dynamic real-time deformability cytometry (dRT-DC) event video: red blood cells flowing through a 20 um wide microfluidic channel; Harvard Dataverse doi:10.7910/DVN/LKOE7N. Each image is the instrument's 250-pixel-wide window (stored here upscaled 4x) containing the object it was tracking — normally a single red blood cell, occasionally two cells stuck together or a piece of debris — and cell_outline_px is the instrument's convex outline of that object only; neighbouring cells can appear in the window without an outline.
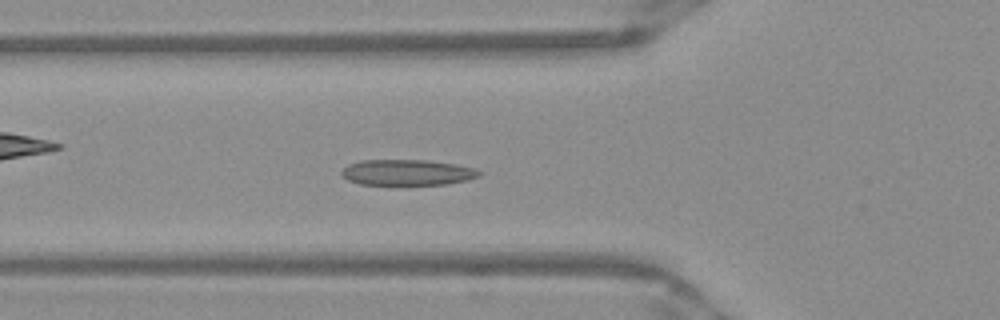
{"species": "Egyptian fruit bat (a non-hibernating species)", "species_latin": "Rousettus aegyptiacus", "temperature_condition": "warm", "stored_images_in_passage": 50, "camera_frame_rate_fps": 3000, "um_per_image_px": 0.085, "frame": {"image": 1, "passage_image": 17, "time_ms": 5.333, "image_size_px": [1000, 320], "cell_outline_px": [[484, 172], [480, 176], [468, 180], [448, 184], [360, 184], [348, 180], [340, 172], [348, 164], [360, 160], [428, 160], [456, 164], [472, 168]], "centroid_in_image_um": [34.64, 14.65], "position_along_channel_um": 91.2, "area_um2": 20.63}}
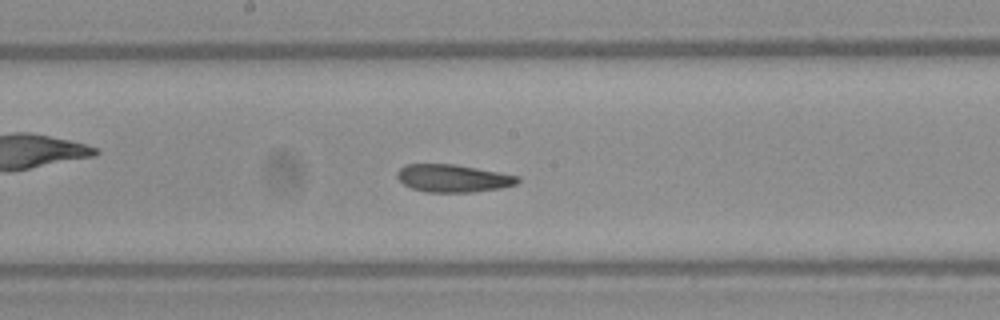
{"frame": {"image": 2, "passage_image": 26, "time_ms": 8.333, "image_size_px": [1000, 320], "cell_outline_px": [[520, 180], [516, 184], [500, 188], [472, 192], [428, 192], [412, 188], [404, 184], [396, 176], [396, 172], [404, 164], [456, 164], [520, 176]], "centroid_in_image_um": [38.5, 15.14], "position_along_channel_um": 209.7, "area_um2": 19.42}}
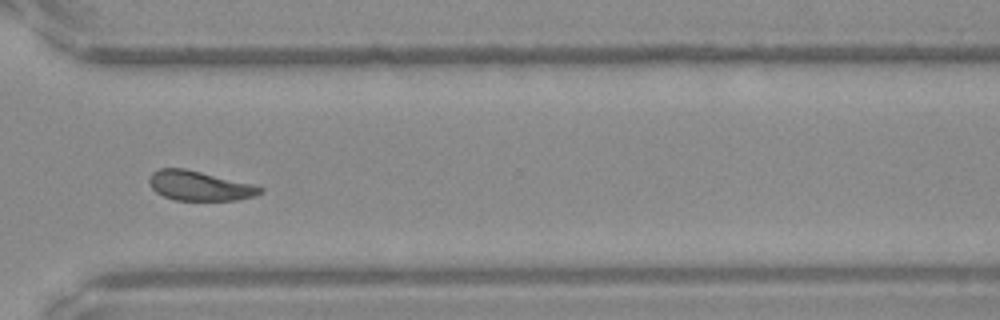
{"frame": {"image": 3, "passage_image": 37, "time_ms": 12.0, "image_size_px": [1000, 320], "cell_outline_px": [[264, 192], [256, 196], [236, 200], [172, 200], [156, 192], [152, 188], [148, 180], [148, 176], [152, 172], [160, 168], [184, 168], [252, 184], [264, 188]], "centroid_in_image_um": [16.95, 15.8], "position_along_channel_um": 353.7, "area_um2": 19.19}, "authors_computed_cell_mechanics": {"area_um2": 20.1722, "velocity_mm_per_s": 3.9282, "shape_relaxation_time_tau1_ms": 7.2282, "shape_relaxation_time_tau2_ms": 2.0067, "deformation_change_tau1": 0.163, "deformation_change_tau2": 0.0908}}